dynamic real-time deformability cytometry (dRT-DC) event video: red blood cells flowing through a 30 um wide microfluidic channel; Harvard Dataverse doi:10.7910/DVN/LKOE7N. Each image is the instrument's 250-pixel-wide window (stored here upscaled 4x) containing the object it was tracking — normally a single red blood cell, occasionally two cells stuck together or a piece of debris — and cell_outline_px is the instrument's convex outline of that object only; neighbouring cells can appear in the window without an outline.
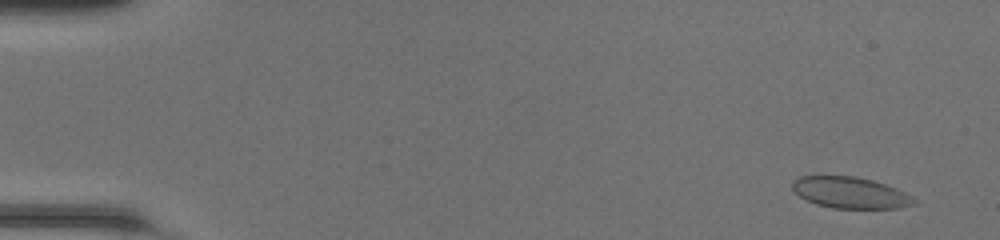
{"species": "common noctule bat (a hibernating species)", "species_latin": "Nyctalus noctula", "temperature_condition": "room temperature", "stored_images_in_passage": 49, "camera_frame_rate_fps": 3000, "um_per_image_px": 0.085, "animal": {"sex": "female", "body_mass_g": 20.0, "forearm_length_mm": 54.0}, "frame": {"image": 1, "passage_image": 3, "time_ms": 0.667, "image_size_px": [1000, 240], "cell_outline_px": [[916, 204], [900, 208], [832, 208], [816, 204], [804, 200], [792, 188], [792, 180], [800, 176], [856, 176], [872, 180], [896, 188], [912, 196], [916, 200]], "centroid_in_image_um": [72.26, 16.38], "position_along_channel_um": 12.7, "area_um2": 22.25}}
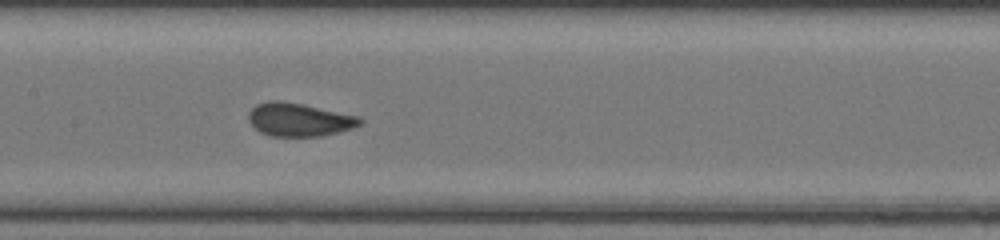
{"frame": {"image": 2, "passage_image": 25, "time_ms": 8.0, "image_size_px": [1000, 240], "cell_outline_px": [[364, 120], [360, 124], [352, 128], [320, 136], [272, 136], [260, 132], [248, 120], [248, 112], [256, 104], [268, 100], [280, 100], [304, 104], [360, 116]], "centroid_in_image_um": [25.42, 10.15], "position_along_channel_um": 182.0, "area_um2": 21.68}}
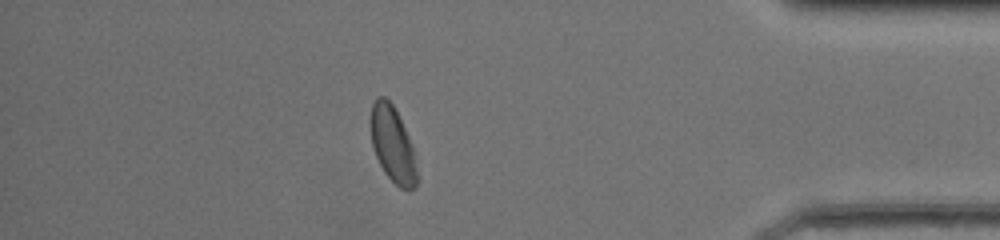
{"frame": {"image": 3, "passage_image": 43, "time_ms": 14.0, "image_size_px": [1000, 240], "cell_outline_px": [[416, 184], [412, 188], [400, 188], [384, 172], [376, 156], [372, 144], [368, 120], [372, 104], [376, 96], [384, 96], [396, 108], [408, 136], [412, 148], [416, 168]], "centroid_in_image_um": [33.31, 12.19], "position_along_channel_um": 401.9, "area_um2": 20.35}, "authors_computed_cell_mechanics": {"area_um2": 21.7906, "velocity_mm_per_s": 4.2587, "shape_relaxation_time_tau1_ms": 3.1819, "shape_relaxation_time_tau2_ms": null, "deformation_change_tau1": 0.1062, "deformation_change_tau2": null}}